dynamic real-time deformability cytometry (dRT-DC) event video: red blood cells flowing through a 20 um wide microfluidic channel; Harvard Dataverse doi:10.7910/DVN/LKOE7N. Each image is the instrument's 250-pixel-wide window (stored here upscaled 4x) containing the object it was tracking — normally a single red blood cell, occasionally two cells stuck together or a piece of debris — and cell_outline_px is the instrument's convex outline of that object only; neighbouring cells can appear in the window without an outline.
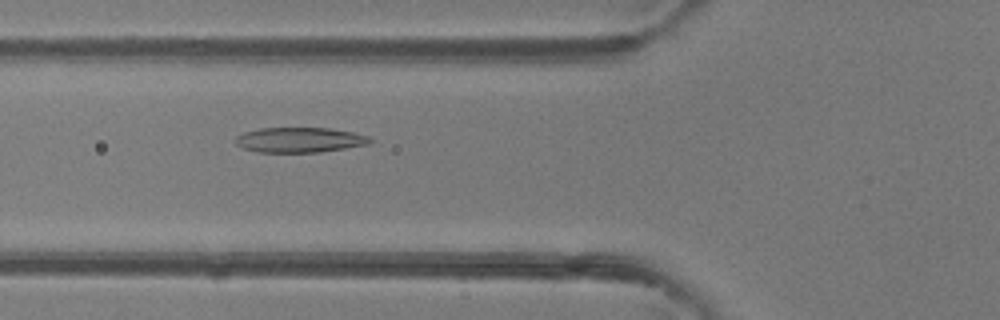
{"species": "common noctule bat (a hibernating species)", "species_latin": "Nyctalus noctula", "temperature_condition": "room temperature", "stored_images_in_passage": 43, "camera_frame_rate_fps": 3000, "um_per_image_px": 0.085, "animal": {"sex": "female"}, "frame": {"image": 1, "passage_image": 12, "time_ms": 3.667, "image_size_px": [1000, 320], "cell_outline_px": [[372, 140], [368, 144], [320, 152], [256, 152], [244, 148], [236, 144], [232, 140], [236, 136], [244, 132], [260, 128], [328, 128], [352, 132], [368, 136]], "centroid_in_image_um": [25.41, 11.89], "position_along_channel_um": 100.4, "area_um2": 19.59}}
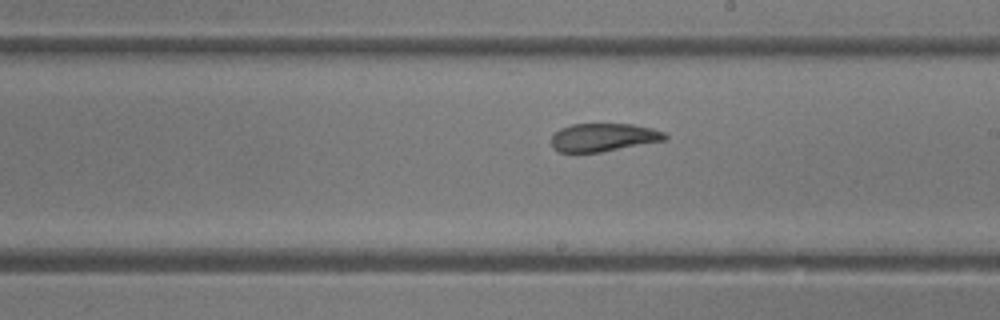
{"frame": {"image": 2, "passage_image": 22, "time_ms": 7.0, "image_size_px": [1000, 320], "cell_outline_px": [[668, 140], [600, 152], [560, 152], [552, 148], [552, 136], [560, 128], [572, 124], [632, 124], [652, 128], [664, 132], [668, 136]], "centroid_in_image_um": [51.32, 11.67], "position_along_channel_um": 237.7, "area_um2": 18.67}}
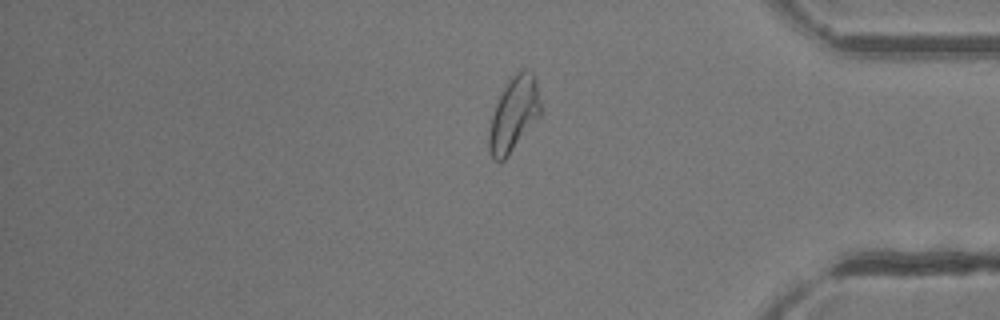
{"frame": {"image": 3, "passage_image": 35, "time_ms": 11.333, "image_size_px": [1000, 320], "cell_outline_px": [[540, 116], [508, 156], [504, 160], [496, 160], [492, 156], [488, 148], [488, 132], [492, 116], [496, 104], [504, 84], [516, 72], [524, 68], [528, 68], [536, 76], [540, 104]], "centroid_in_image_um": [43.68, 9.66], "position_along_channel_um": 391.5, "area_um2": 22.48}, "authors_computed_cell_mechanics": {"area_um2": 21.3282, "velocity_mm_per_s": 4.1114, "shape_relaxation_time_tau1_ms": 8.6124, "shape_relaxation_time_tau2_ms": 1.798, "deformation_change_tau1": 0.2511, "deformation_change_tau2": 0.0884}}